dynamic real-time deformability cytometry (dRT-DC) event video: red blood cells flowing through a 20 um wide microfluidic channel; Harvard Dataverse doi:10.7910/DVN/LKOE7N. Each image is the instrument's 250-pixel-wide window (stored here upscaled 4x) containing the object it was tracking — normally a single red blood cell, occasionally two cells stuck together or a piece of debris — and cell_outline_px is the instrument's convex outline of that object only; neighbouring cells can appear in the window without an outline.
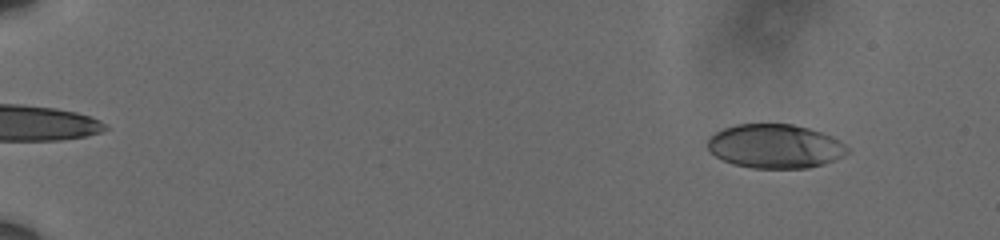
{"species": "human", "species_latin": "Homo sapiens", "temperature_condition": "cold", "stored_images_in_passage": 58, "camera_frame_rate_fps": 3000, "um_per_image_px": 0.085, "donor": {"sex": "male"}, "frame": {"image": 1, "passage_image": 5, "time_ms": 1.333, "image_size_px": [1000, 240], "cell_outline_px": [[848, 152], [824, 164], [808, 168], [752, 168], [732, 164], [716, 156], [708, 148], [708, 136], [724, 128], [736, 124], [792, 124], [808, 128], [832, 136], [840, 140], [848, 148]], "centroid_in_image_um": [65.86, 12.43], "position_along_channel_um": 19.1, "area_um2": 35.72}}
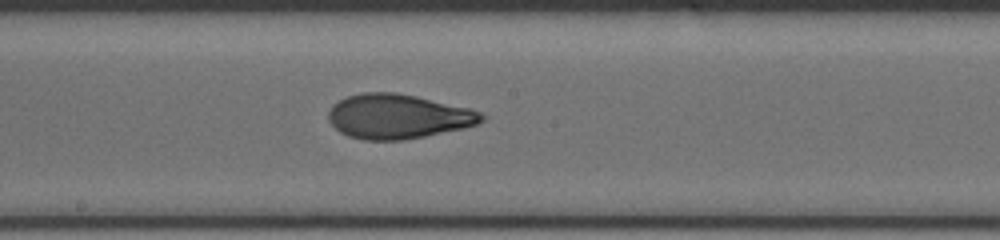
{"frame": {"image": 2, "passage_image": 34, "time_ms": 11.0, "image_size_px": [1000, 240], "cell_outline_px": [[484, 120], [476, 124], [464, 128], [404, 140], [364, 140], [348, 136], [340, 132], [328, 120], [328, 112], [332, 104], [348, 96], [364, 92], [396, 92], [416, 96], [472, 108], [480, 112], [484, 116]], "centroid_in_image_um": [33.83, 9.89], "position_along_channel_um": 214.4, "area_um2": 39.82}}
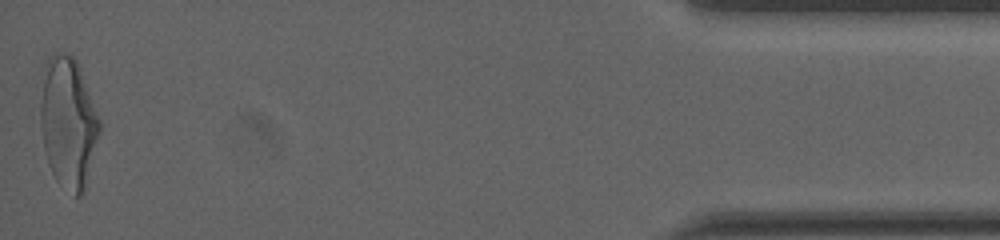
{"frame": {"image": 3, "passage_image": 58, "time_ms": 19.0, "image_size_px": [1000, 240], "cell_outline_px": [[100, 132], [84, 192], [80, 196], [76, 196], [56, 180], [48, 164], [44, 148], [40, 124], [40, 104], [44, 64], [48, 56], [52, 52], [60, 52], [72, 56], [76, 60], [80, 68], [100, 120]], "centroid_in_image_um": [5.78, 10.38], "position_along_channel_um": 429.4, "area_um2": 45.03}, "authors_computed_cell_mechanics": {"area_um2": 38.437, "velocity_mm_per_s": 3.6126, "shape_relaxation_time_tau1_ms": 5.2086, "shape_relaxation_time_tau2_ms": 1.4132, "deformation_change_tau1": 0.1954, "deformation_change_tau2": 0.0782}}